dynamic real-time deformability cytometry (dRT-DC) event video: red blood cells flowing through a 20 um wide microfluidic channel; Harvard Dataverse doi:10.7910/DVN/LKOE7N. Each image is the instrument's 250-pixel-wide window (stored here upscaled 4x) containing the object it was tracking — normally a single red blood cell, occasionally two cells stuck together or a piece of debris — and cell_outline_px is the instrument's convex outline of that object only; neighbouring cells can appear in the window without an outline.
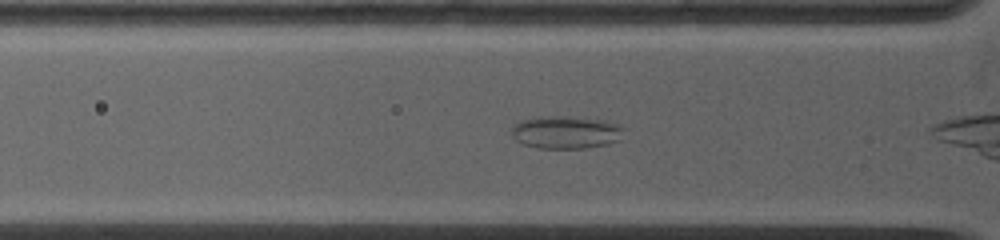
{"species": "common noctule bat (a hibernating species)", "species_latin": "Nyctalus noctula", "temperature_condition": "warm", "stored_images_in_passage": 11, "camera_frame_rate_fps": 5000, "um_per_image_px": 0.085, "animal": {"sex": "female", "body_mass_g": 19.0, "forearm_length_mm": 53.3}, "frame": {"image": 1, "passage_image": 4, "time_ms": 1.4, "image_size_px": [1000, 240], "cell_outline_px": [[624, 128], [620, 140], [608, 144], [584, 148], [536, 148], [524, 144], [516, 140], [512, 136], [512, 128], [520, 120], [536, 116], [560, 116], [604, 120], [620, 124]], "centroid_in_image_um": [48.11, 11.24], "position_along_channel_um": 77.7, "area_um2": 21.5}}
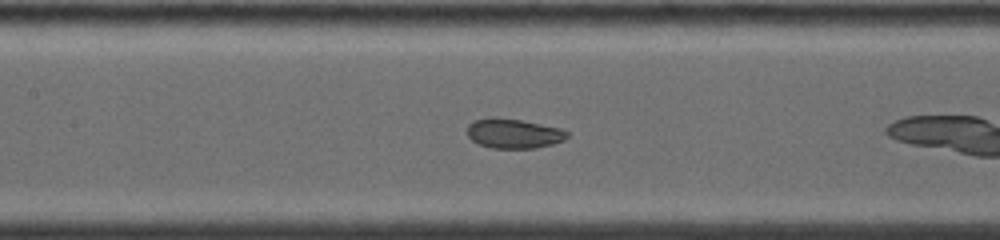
{"frame": {"image": 2, "passage_image": 10, "time_ms": 3.6, "image_size_px": [1000, 240], "cell_outline_px": [[568, 136], [564, 140], [552, 144], [536, 148], [492, 148], [480, 144], [472, 140], [468, 136], [468, 124], [472, 120], [520, 120], [560, 128], [568, 132]], "centroid_in_image_um": [43.7, 11.39], "position_along_channel_um": 163.7, "area_um2": 16.59}}